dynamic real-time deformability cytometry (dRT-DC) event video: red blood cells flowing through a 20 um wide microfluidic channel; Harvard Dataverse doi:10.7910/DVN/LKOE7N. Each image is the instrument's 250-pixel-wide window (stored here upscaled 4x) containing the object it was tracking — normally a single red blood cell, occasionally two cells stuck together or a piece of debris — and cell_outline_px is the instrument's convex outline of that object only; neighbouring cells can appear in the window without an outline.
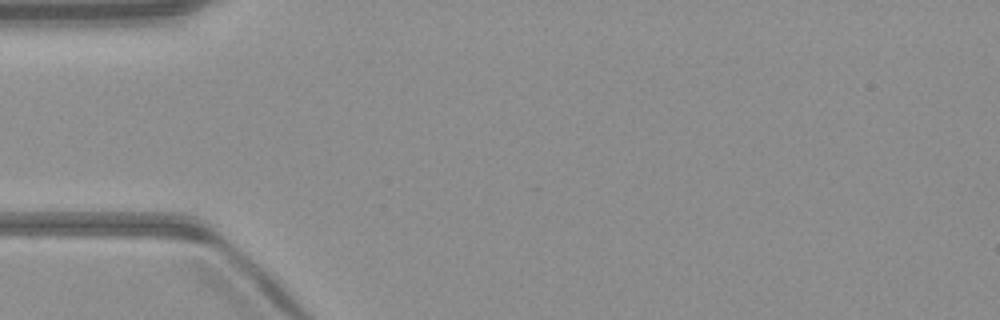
{"species": "common noctule bat (a hibernating species)", "species_latin": "Nyctalus noctula", "temperature_condition": "warm", "stored_images_in_passage": 2, "camera_frame_rate_fps": 3000, "um_per_image_px": 0.085, "animal": {"sex": "male", "body_mass_g": 23.1, "forearm_length_mm": 52.7}, "frame": {"image": 1, "passage_image": 1, "time_ms": 0.0, "image_size_px": [1000, 320], "cell_outline_px": [[220, 276], [80, 260], [76, 256], [92, 252], [100, 252], [200, 256], [208, 260], [220, 272]], "centroid_in_image_um": [13.21, 22.25], "position_along_channel_um": 71.8, "area_um2": 13.12}}